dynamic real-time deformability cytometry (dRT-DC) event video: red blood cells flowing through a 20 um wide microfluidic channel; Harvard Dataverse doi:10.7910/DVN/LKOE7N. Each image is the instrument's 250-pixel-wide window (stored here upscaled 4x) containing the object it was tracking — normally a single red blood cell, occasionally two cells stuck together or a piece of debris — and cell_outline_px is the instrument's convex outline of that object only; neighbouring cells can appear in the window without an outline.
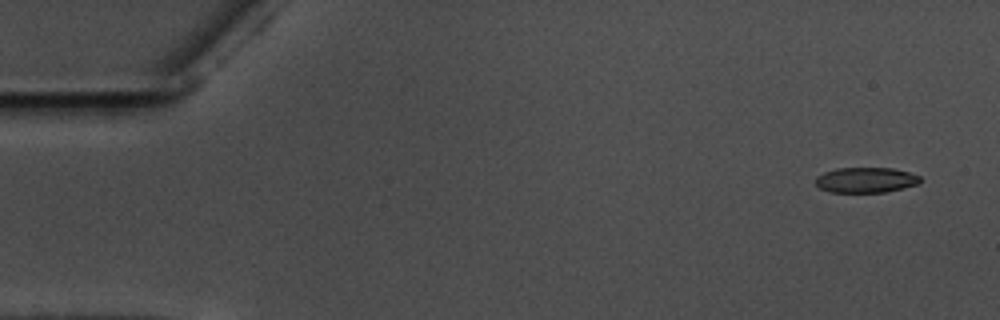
{"species": "common noctule bat (a hibernating species)", "species_latin": "Nyctalus noctula", "temperature_condition": "warm", "stored_images_in_passage": 55, "camera_frame_rate_fps": 3000, "um_per_image_px": 0.085, "animal": {"sex": "male", "body_mass_g": 17.5, "forearm_length_mm": 52.3}, "frame": {"image": 1, "passage_image": 1, "time_ms": 0.0, "image_size_px": [1000, 320], "cell_outline_px": [[920, 180], [916, 184], [884, 192], [828, 192], [820, 188], [816, 184], [816, 176], [824, 172], [836, 168], [892, 168], [908, 172], [920, 176]], "centroid_in_image_um": [73.54, 15.29], "position_along_channel_um": 11.5, "area_um2": 15.26}}
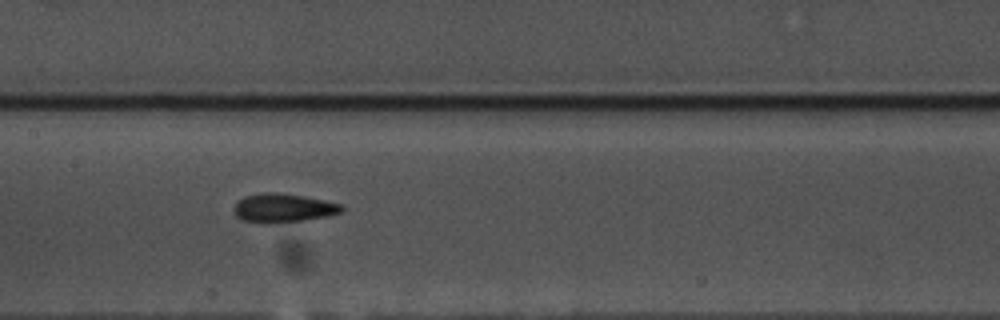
{"frame": {"image": 2, "passage_image": 26, "time_ms": 8.333, "image_size_px": [1000, 320], "cell_outline_px": [[344, 208], [340, 212], [324, 216], [304, 220], [268, 224], [264, 224], [240, 220], [236, 216], [232, 208], [244, 196], [264, 192], [276, 192], [304, 196], [344, 204]], "centroid_in_image_um": [24.03, 17.68], "position_along_channel_um": 183.4, "area_um2": 18.21}}
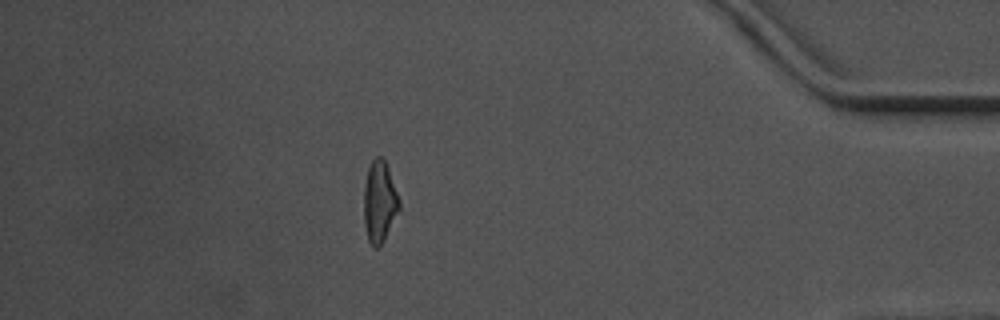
{"frame": {"image": 3, "passage_image": 48, "time_ms": 15.667, "image_size_px": [1000, 320], "cell_outline_px": [[400, 212], [384, 240], [376, 248], [372, 248], [368, 240], [364, 224], [364, 184], [368, 168], [372, 160], [376, 156], [380, 156], [384, 160], [388, 168], [400, 200]], "centroid_in_image_um": [32.27, 17.18], "position_along_channel_um": 402.9, "area_um2": 16.99}, "authors_computed_cell_mechanics": {"area_um2": 16.9354, "velocity_mm_per_s": 3.5969, "shape_relaxation_time_tau1_ms": 5.3113, "shape_relaxation_time_tau2_ms": 2.9527, "deformation_change_tau1": 0.1437, "deformation_change_tau2": 0.1157}}